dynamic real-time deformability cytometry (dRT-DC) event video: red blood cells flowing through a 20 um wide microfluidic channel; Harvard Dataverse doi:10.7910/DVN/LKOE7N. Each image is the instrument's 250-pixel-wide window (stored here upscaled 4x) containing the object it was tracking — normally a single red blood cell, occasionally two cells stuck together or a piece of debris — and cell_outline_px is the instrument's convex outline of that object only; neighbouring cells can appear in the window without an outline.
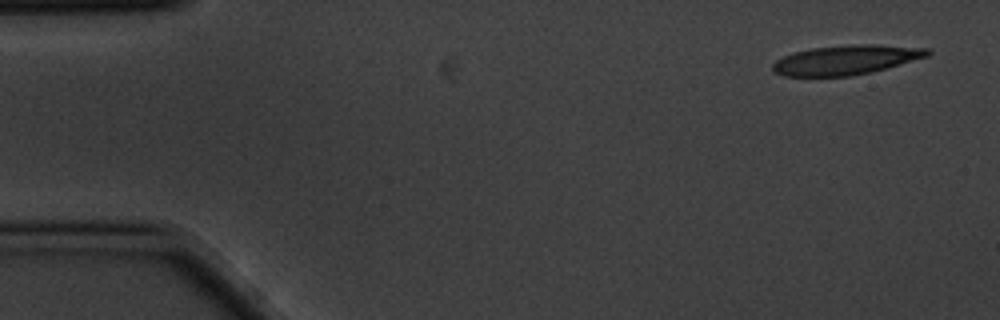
{"species": "common noctule bat (a hibernating species)", "species_latin": "Nyctalus noctula", "temperature_condition": "cold", "stored_images_in_passage": 4, "camera_frame_rate_fps": 3000, "um_per_image_px": 0.085, "animal": {"sex": "male", "body_mass_g": 20.1, "forearm_length_mm": 53.5}, "frame": {"image": 1, "passage_image": 1, "time_ms": 0.0, "image_size_px": [1000, 320], "cell_outline_px": [[932, 52], [928, 56], [872, 72], [852, 76], [784, 76], [772, 72], [772, 64], [776, 60], [784, 56], [796, 52], [812, 48], [860, 44], [872, 44], [928, 48]], "centroid_in_image_um": [71.91, 5.1], "position_along_channel_um": 13.1, "area_um2": 26.47}}